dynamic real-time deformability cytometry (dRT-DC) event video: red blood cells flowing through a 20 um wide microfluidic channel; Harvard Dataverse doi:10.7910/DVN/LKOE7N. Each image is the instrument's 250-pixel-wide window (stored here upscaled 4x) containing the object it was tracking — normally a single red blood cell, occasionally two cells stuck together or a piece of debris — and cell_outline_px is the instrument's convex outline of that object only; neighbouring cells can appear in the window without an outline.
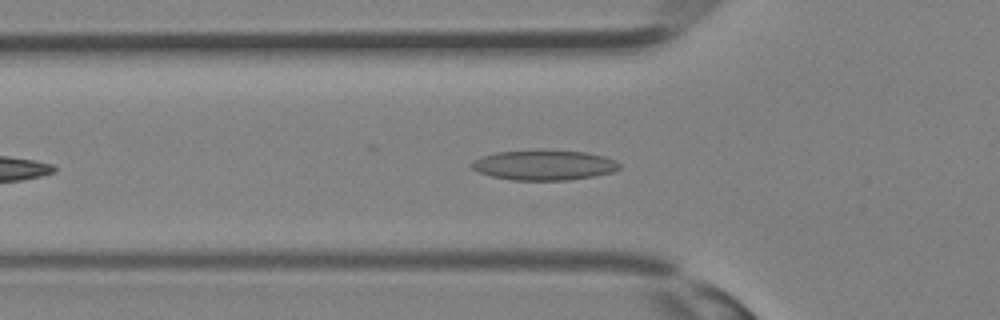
{"species": "Egyptian fruit bat (a non-hibernating species)", "species_latin": "Rousettus aegyptiacus", "temperature_condition": "room temperature", "stored_images_in_passage": 6, "camera_frame_rate_fps": 3000, "um_per_image_px": 0.085, "animal": {"sex": "female"}, "frame": {"image": 1, "passage_image": 5, "time_ms": 1.333, "image_size_px": [1000, 320], "cell_outline_px": [[620, 168], [612, 172], [592, 176], [568, 180], [512, 180], [492, 176], [480, 172], [472, 168], [468, 164], [472, 160], [480, 156], [496, 152], [540, 148], [588, 152], [604, 156], [616, 160], [620, 164]], "centroid_in_image_um": [46.22, 13.99], "position_along_channel_um": 79.6, "area_um2": 26.59}}